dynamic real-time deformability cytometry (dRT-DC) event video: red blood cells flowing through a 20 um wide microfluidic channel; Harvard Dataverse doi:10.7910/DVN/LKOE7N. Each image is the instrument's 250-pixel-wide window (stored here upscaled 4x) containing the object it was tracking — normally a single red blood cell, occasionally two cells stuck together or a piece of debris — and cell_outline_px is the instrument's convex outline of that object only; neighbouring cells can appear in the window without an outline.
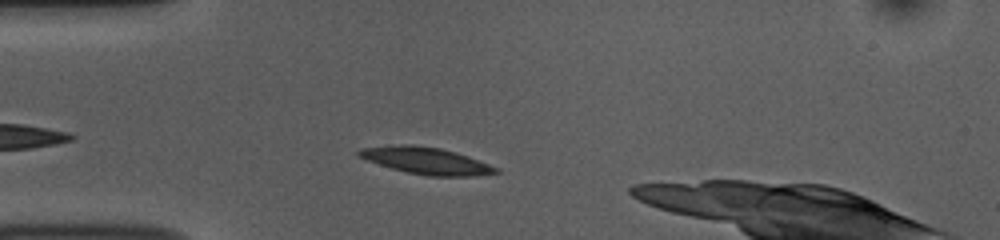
{"species": "common noctule bat (a hibernating species)", "species_latin": "Nyctalus noctula", "temperature_condition": "room temperature", "stored_images_in_passage": 41, "camera_frame_rate_fps": 3000, "um_per_image_px": 0.085, "animal": {"sex": "female", "body_mass_g": 10.0, "forearm_length_mm": 53.1}, "frame": {"image": 1, "passage_image": 5, "time_ms": 1.333, "image_size_px": [1000, 240], "cell_outline_px": [[500, 172], [476, 176], [428, 176], [408, 172], [392, 168], [356, 156], [356, 152], [360, 148], [400, 144], [412, 144], [440, 148], [456, 152], [468, 156], [500, 168]], "centroid_in_image_um": [36.24, 13.65], "position_along_channel_um": 48.8, "area_um2": 21.44}}
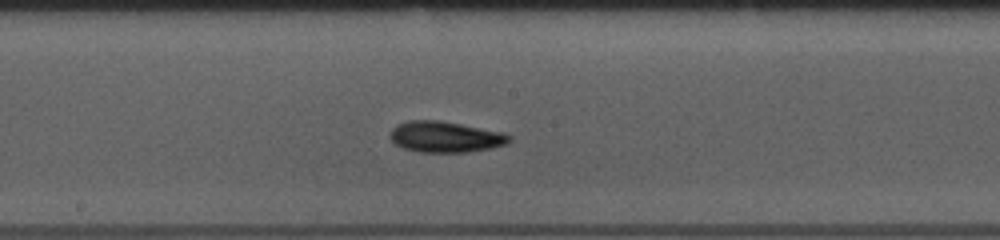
{"frame": {"image": 2, "passage_image": 19, "time_ms": 6.0, "image_size_px": [1000, 240], "cell_outline_px": [[512, 140], [504, 144], [488, 148], [468, 152], [420, 152], [404, 148], [396, 144], [388, 136], [392, 128], [396, 124], [408, 120], [436, 120], [460, 124], [500, 132], [512, 136]], "centroid_in_image_um": [37.79, 11.63], "position_along_channel_um": 210.4, "area_um2": 21.27}}
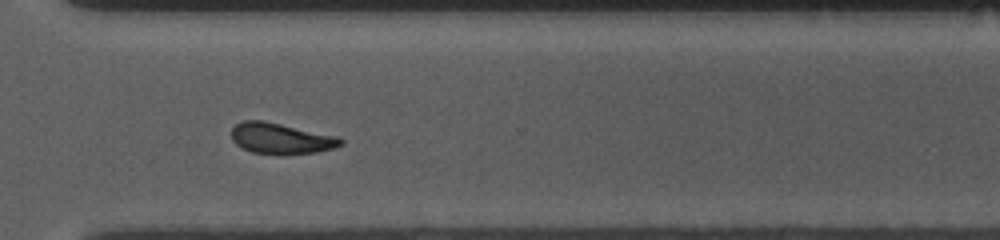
{"frame": {"image": 3, "passage_image": 30, "time_ms": 9.667, "image_size_px": [1000, 240], "cell_outline_px": [[344, 144], [336, 148], [316, 152], [280, 156], [252, 152], [236, 144], [232, 140], [232, 128], [236, 124], [244, 120], [264, 120], [340, 136], [344, 140]], "centroid_in_image_um": [23.94, 11.78], "position_along_channel_um": 346.7, "area_um2": 20.23}, "authors_computed_cell_mechanics": {"area_um2": 20.1722, "velocity_mm_per_s": 3.7217, "shape_relaxation_time_tau1_ms": 2.9137, "shape_relaxation_time_tau2_ms": 3.9976, "deformation_change_tau1": 0.1279, "deformation_change_tau2": 0.11}}